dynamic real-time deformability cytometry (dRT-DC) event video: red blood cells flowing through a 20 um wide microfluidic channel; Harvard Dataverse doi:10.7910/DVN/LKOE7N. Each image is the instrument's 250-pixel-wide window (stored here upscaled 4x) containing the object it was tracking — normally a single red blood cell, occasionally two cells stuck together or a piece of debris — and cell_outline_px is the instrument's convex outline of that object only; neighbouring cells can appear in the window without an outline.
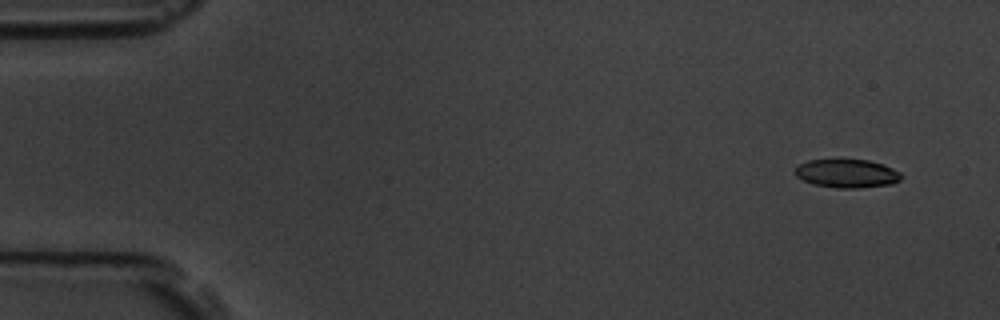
{"species": "common noctule bat (a hibernating species)", "species_latin": "Nyctalus noctula", "temperature_condition": "room temperature", "stored_images_in_passage": 55, "camera_frame_rate_fps": 3000, "um_per_image_px": 0.085, "animal": {"sex": "male", "body_mass_g": 19.5, "forearm_length_mm": 54.6}, "frame": {"image": 1, "passage_image": 1, "time_ms": 0.0, "image_size_px": [1000, 320], "cell_outline_px": [[904, 176], [900, 180], [892, 184], [860, 188], [836, 188], [812, 184], [796, 176], [792, 172], [800, 164], [808, 160], [840, 156], [868, 160], [884, 164], [900, 172]], "centroid_in_image_um": [71.97, 14.69], "position_along_channel_um": 13.0, "area_um2": 18.61}}
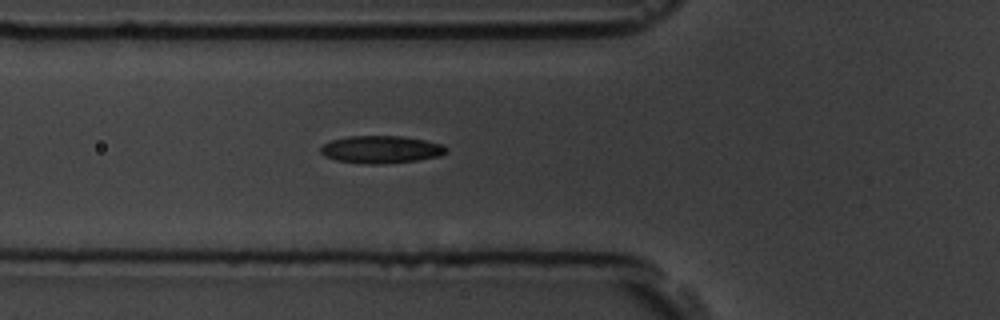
{"frame": {"image": 2, "passage_image": 18, "time_ms": 5.667, "image_size_px": [1000, 320], "cell_outline_px": [[448, 152], [440, 156], [416, 160], [384, 164], [368, 164], [336, 160], [324, 156], [320, 152], [320, 148], [324, 144], [332, 140], [348, 136], [400, 136], [424, 140], [444, 144], [448, 148]], "centroid_in_image_um": [32.42, 12.7], "position_along_channel_um": 93.4, "area_um2": 20.17}}
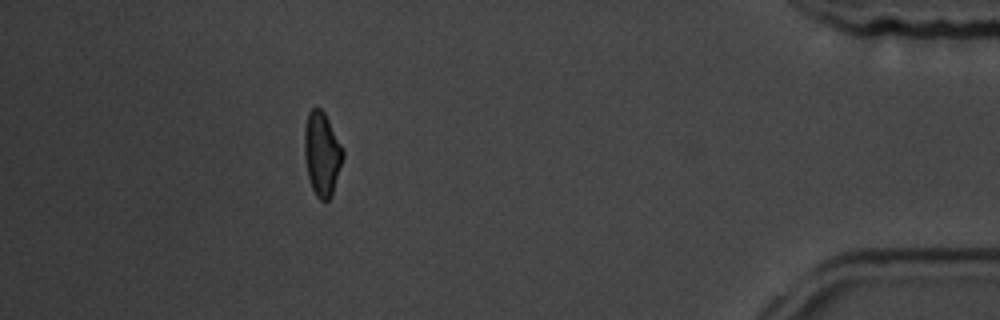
{"frame": {"image": 3, "passage_image": 49, "time_ms": 16.0, "image_size_px": [1000, 320], "cell_outline_px": [[344, 156], [332, 192], [328, 200], [320, 200], [316, 196], [312, 188], [308, 176], [304, 156], [304, 128], [308, 112], [312, 108], [320, 108], [324, 112], [344, 148]], "centroid_in_image_um": [27.36, 13.04], "position_along_channel_um": 407.8, "area_um2": 18.79}, "authors_computed_cell_mechanics": {"area_um2": 19.1896, "velocity_mm_per_s": 3.5453, "shape_relaxation_time_tau1_ms": 3.3454, "shape_relaxation_time_tau2_ms": 5.7013, "deformation_change_tau1": 0.1139, "deformation_change_tau2": 0.1385}}